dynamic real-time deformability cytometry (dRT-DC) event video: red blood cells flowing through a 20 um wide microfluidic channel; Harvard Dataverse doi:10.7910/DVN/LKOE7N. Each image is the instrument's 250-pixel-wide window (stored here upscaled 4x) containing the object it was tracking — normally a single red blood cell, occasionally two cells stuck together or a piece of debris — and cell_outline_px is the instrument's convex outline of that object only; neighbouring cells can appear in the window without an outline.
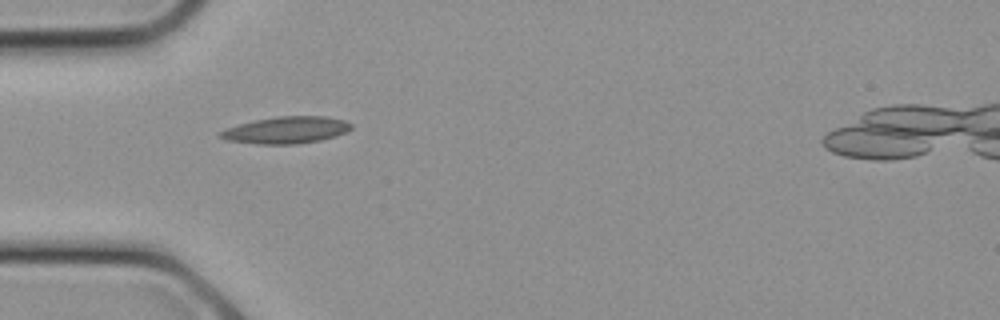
{"species": "common noctule bat (a hibernating species)", "species_latin": "Nyctalus noctula", "temperature_condition": "cold", "stored_images_in_passage": 9, "camera_frame_rate_fps": 3000, "um_per_image_px": 0.085, "animal": {"sex": "female", "body_mass_g": 21.9}, "frame": {"image": 1, "passage_image": 1, "time_ms": 0.0, "image_size_px": [1000, 320], "cell_outline_px": [[352, 128], [336, 136], [320, 140], [296, 144], [256, 144], [224, 140], [216, 136], [220, 132], [228, 128], [240, 124], [256, 120], [276, 116], [328, 116], [344, 120], [352, 124]], "centroid_in_image_um": [24.32, 11.06], "position_along_channel_um": 60.7, "area_um2": 20.52}}
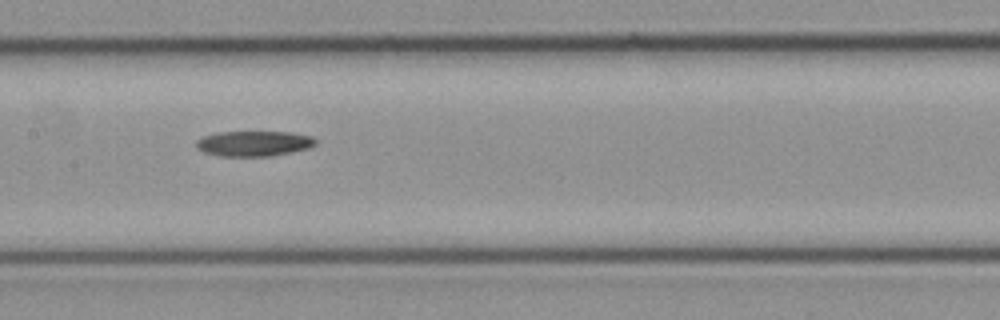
{"frame": {"image": 2, "passage_image": 6, "time_ms": 1.667, "image_size_px": [1000, 320], "cell_outline_px": [[316, 144], [308, 148], [292, 152], [272, 156], [220, 156], [204, 152], [196, 148], [196, 140], [204, 136], [220, 132], [292, 132], [312, 136], [316, 140]], "centroid_in_image_um": [21.59, 12.2], "position_along_channel_um": 185.8, "area_um2": 17.63}}
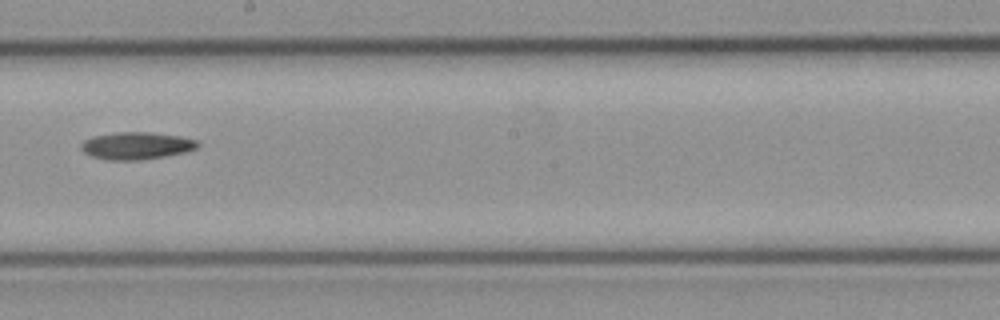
{"frame": {"image": 3, "passage_image": 8, "time_ms": 2.333, "image_size_px": [1000, 320], "cell_outline_px": [[200, 144], [196, 148], [184, 152], [164, 156], [140, 160], [108, 160], [92, 156], [84, 152], [80, 148], [80, 144], [84, 140], [92, 136], [120, 132], [148, 132], [180, 136], [196, 140]], "centroid_in_image_um": [11.57, 12.38], "position_along_channel_um": 236.6, "area_um2": 18.44}}